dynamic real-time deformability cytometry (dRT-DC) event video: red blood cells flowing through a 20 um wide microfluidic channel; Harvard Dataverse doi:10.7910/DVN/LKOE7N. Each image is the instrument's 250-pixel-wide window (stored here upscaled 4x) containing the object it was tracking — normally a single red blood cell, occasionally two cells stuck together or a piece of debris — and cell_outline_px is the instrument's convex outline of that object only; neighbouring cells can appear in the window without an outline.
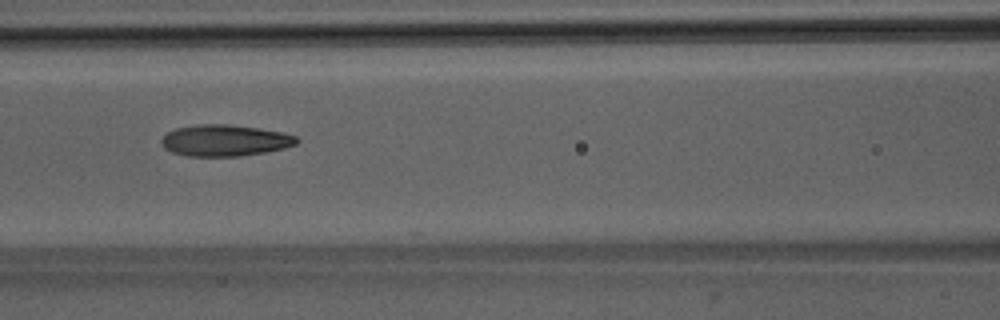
{"species": "Egyptian fruit bat (a non-hibernating species)", "species_latin": "Rousettus aegyptiacus", "temperature_condition": "room temperature", "stored_images_in_passage": 24, "camera_frame_rate_fps": 3000, "um_per_image_px": 0.085, "animal": {"sex": "male"}, "frame": {"image": 1, "passage_image": 23, "time_ms": 7.333, "image_size_px": [1000, 320], "cell_outline_px": [[300, 140], [296, 144], [284, 148], [264, 152], [240, 156], [188, 156], [172, 152], [164, 148], [160, 140], [168, 132], [176, 128], [200, 124], [228, 124], [256, 128], [280, 132], [296, 136]], "centroid_in_image_um": [19.1, 11.94], "position_along_channel_um": 147.5, "area_um2": 24.57}}